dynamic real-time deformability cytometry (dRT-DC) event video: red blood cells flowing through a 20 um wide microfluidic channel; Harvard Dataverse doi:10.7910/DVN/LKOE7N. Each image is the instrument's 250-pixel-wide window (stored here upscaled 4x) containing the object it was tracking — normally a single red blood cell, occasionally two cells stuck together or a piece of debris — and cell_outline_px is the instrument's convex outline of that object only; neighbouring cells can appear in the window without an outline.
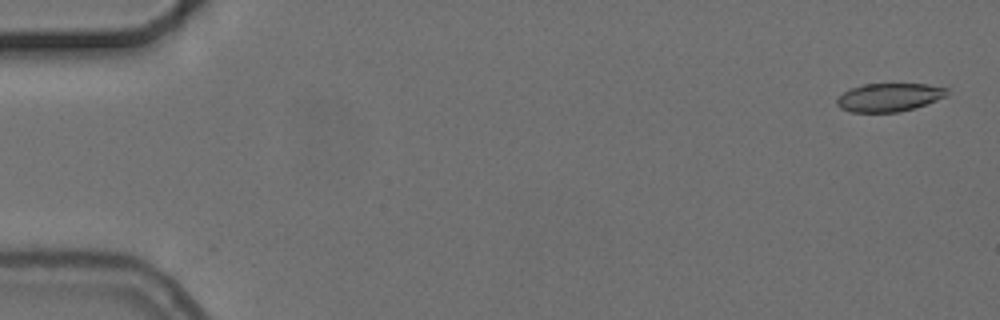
{"species": "common noctule bat (a hibernating species)", "species_latin": "Nyctalus noctula", "temperature_condition": "cold", "stored_images_in_passage": 3, "camera_frame_rate_fps": 3000, "um_per_image_px": 0.085, "animal": {"sex": "female", "body_mass_g": 24.6, "forearm_length_mm": 56.2}, "frame": {"image": 1, "passage_image": 1, "time_ms": 0.0, "image_size_px": [1000, 320], "cell_outline_px": [[948, 96], [912, 108], [896, 112], [852, 112], [840, 108], [836, 104], [836, 100], [848, 88], [864, 84], [928, 84], [948, 88]], "centroid_in_image_um": [75.56, 8.26], "position_along_channel_um": 9.4, "area_um2": 18.09}}